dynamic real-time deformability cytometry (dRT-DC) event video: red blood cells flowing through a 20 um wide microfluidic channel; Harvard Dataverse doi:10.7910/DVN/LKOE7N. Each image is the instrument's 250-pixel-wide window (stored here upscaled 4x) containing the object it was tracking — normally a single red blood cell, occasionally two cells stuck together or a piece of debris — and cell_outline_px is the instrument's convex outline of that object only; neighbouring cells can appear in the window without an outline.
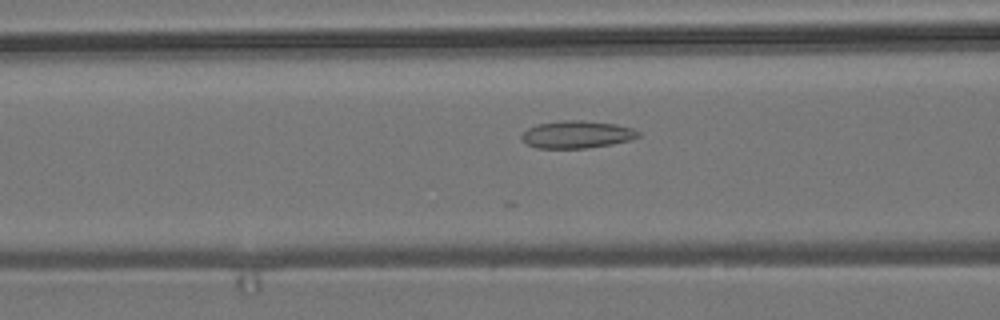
{"species": "common noctule bat (a hibernating species)", "species_latin": "Nyctalus noctula", "temperature_condition": "room temperature", "stored_images_in_passage": 27, "camera_frame_rate_fps": 3000, "um_per_image_px": 0.085, "animal": {"sex": "male", "body_mass_g": 19.2, "forearm_length_mm": 51.8}, "frame": {"image": 1, "passage_image": 14, "time_ms": 4.333, "image_size_px": [1000, 320], "cell_outline_px": [[640, 136], [628, 140], [612, 144], [588, 148], [536, 148], [528, 144], [520, 136], [528, 128], [536, 124], [564, 120], [580, 120], [616, 124], [632, 128], [640, 132]], "centroid_in_image_um": [49.03, 11.43], "position_along_channel_um": 117.6, "area_um2": 18.55}}
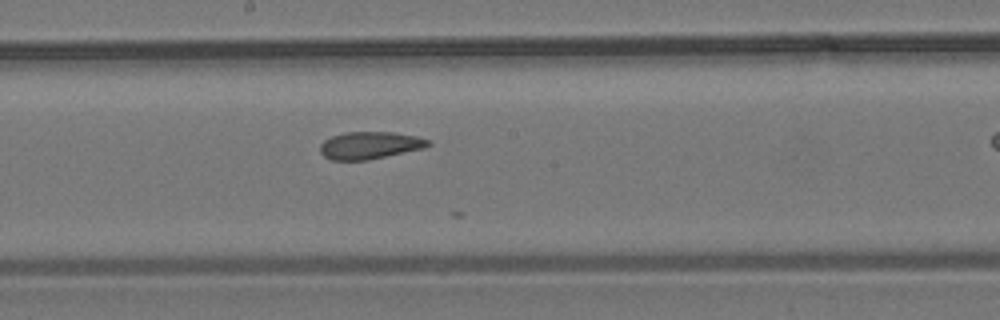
{"frame": {"image": 2, "passage_image": 22, "time_ms": 7.0, "image_size_px": [1000, 320], "cell_outline_px": [[432, 144], [424, 148], [368, 160], [332, 160], [324, 156], [320, 152], [320, 144], [324, 140], [332, 136], [344, 132], [392, 132], [416, 136], [428, 140]], "centroid_in_image_um": [31.42, 12.35], "position_along_channel_um": 216.8, "area_um2": 17.17}}
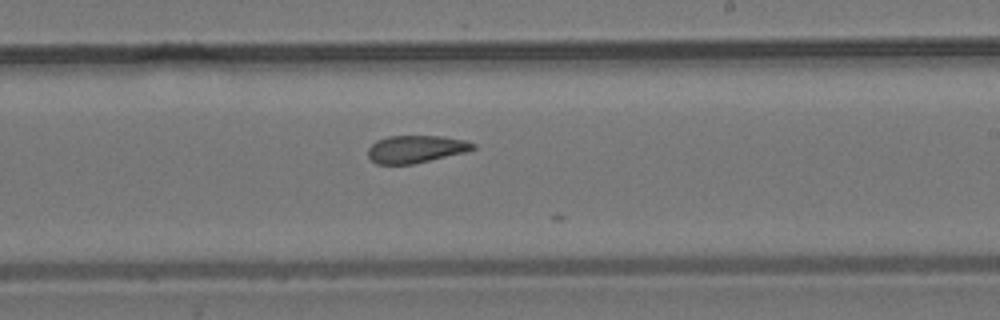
{"frame": {"image": 3, "passage_image": 25, "time_ms": 8.0, "image_size_px": [1000, 320], "cell_outline_px": [[476, 148], [464, 152], [412, 164], [376, 164], [368, 156], [368, 148], [376, 140], [388, 136], [444, 136], [464, 140], [476, 144]], "centroid_in_image_um": [35.32, 12.66], "position_along_channel_um": 253.7, "area_um2": 16.7}}